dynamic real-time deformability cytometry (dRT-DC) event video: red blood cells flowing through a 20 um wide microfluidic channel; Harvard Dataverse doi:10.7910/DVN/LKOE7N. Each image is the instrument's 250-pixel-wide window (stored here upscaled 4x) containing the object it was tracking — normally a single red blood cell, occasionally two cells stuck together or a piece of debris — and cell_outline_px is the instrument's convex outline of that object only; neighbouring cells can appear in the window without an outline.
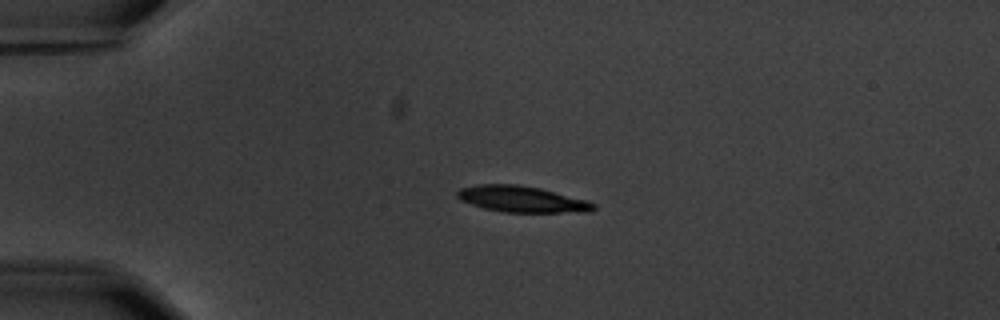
{"species": "common noctule bat (a hibernating species)", "species_latin": "Nyctalus noctula", "temperature_condition": "warm", "stored_images_in_passage": 5, "camera_frame_rate_fps": 3000, "um_per_image_px": 0.085, "animal": {"sex": "male", "body_mass_g": 20.1, "forearm_length_mm": 53.5}, "frame": {"image": 1, "passage_image": 4, "time_ms": 4.667, "image_size_px": [1000, 320], "cell_outline_px": [[596, 208], [592, 212], [504, 212], [484, 208], [460, 200], [456, 196], [456, 192], [460, 188], [480, 184], [516, 184], [540, 188], [588, 200], [596, 204]], "centroid_in_image_um": [44.39, 16.93], "position_along_channel_um": 40.6, "area_um2": 20.87}}